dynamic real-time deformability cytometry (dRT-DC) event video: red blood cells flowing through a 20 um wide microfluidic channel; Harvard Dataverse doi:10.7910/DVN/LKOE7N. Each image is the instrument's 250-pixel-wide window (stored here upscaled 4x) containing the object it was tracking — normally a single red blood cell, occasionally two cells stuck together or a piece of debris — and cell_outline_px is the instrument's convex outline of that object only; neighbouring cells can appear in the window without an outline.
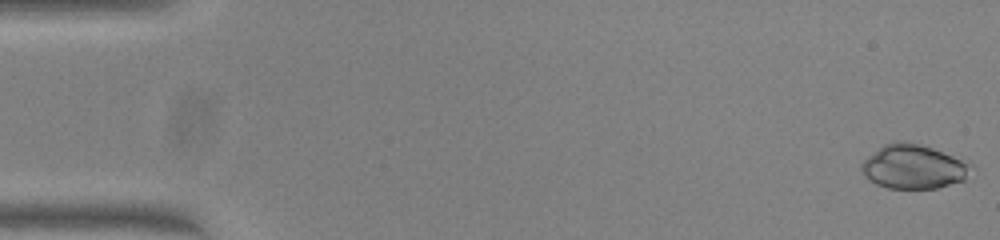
{"species": "common noctule bat (a hibernating species)", "species_latin": "Nyctalus noctula", "temperature_condition": "warm", "stored_images_in_passage": 47, "camera_frame_rate_fps": 3000, "um_per_image_px": 0.085, "animal": {"sex": "female", "body_mass_g": 23.0, "forearm_length_mm": 53.4}, "frame": {"image": 1, "passage_image": 1, "time_ms": 0.0, "image_size_px": [1000, 240], "cell_outline_px": [[972, 164], [964, 180], [936, 188], [888, 188], [876, 184], [860, 168], [860, 164], [868, 156], [884, 144], [896, 140], [900, 140], [920, 144], [968, 160]], "centroid_in_image_um": [77.67, 14.15], "position_along_channel_um": 7.3, "area_um2": 27.98}}
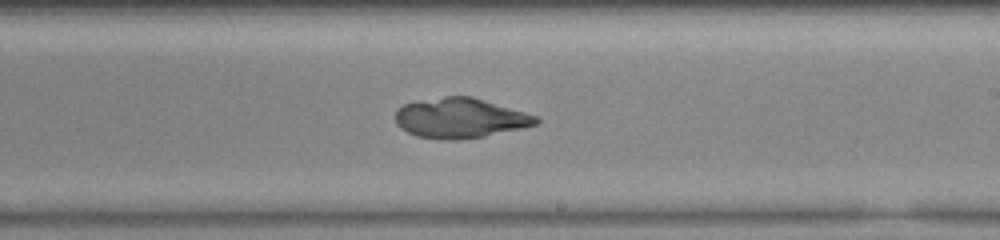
{"frame": {"image": 2, "passage_image": 30, "time_ms": 9.667, "image_size_px": [1000, 240], "cell_outline_px": [[540, 120], [536, 124], [520, 128], [484, 136], [444, 140], [416, 136], [400, 128], [396, 124], [396, 108], [404, 104], [444, 96], [472, 96], [540, 116]], "centroid_in_image_um": [39.12, 10.02], "position_along_channel_um": 249.9, "area_um2": 32.6}}
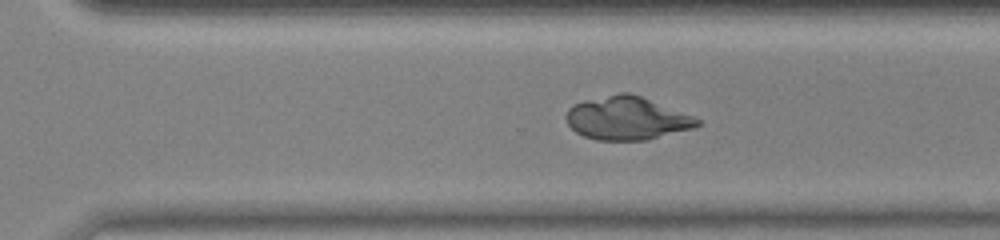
{"frame": {"image": 3, "passage_image": 35, "time_ms": 11.333, "image_size_px": [1000, 240], "cell_outline_px": [[700, 124], [692, 128], [648, 140], [596, 140], [584, 136], [576, 132], [568, 124], [564, 116], [568, 108], [572, 104], [584, 100], [620, 92], [628, 92], [640, 96], [692, 116], [700, 120]], "centroid_in_image_um": [53.22, 10.05], "position_along_channel_um": 317.4, "area_um2": 32.83}}